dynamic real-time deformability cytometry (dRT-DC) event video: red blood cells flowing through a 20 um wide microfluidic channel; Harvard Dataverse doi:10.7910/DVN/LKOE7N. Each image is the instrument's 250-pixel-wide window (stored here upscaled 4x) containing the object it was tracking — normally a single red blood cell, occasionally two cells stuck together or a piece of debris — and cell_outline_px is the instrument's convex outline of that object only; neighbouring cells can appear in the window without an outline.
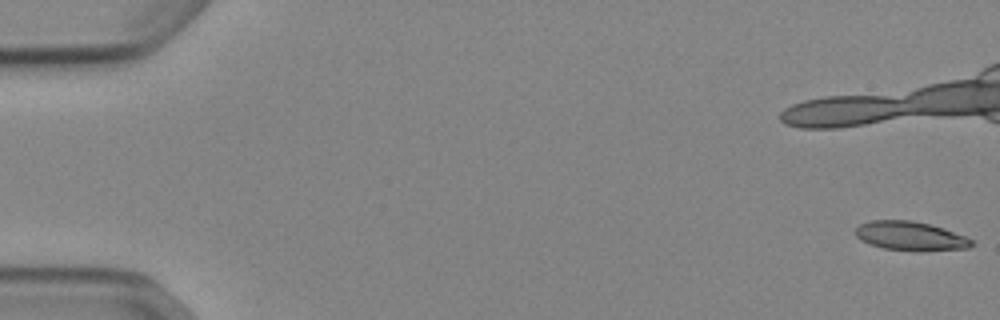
{"species": "Egyptian fruit bat (a non-hibernating species)", "species_latin": "Rousettus aegyptiacus", "temperature_condition": "cold", "stored_images_in_passage": 54, "camera_frame_rate_fps": 3000, "um_per_image_px": 0.085, "animal": {"sex": "female"}, "frame": {"image": 1, "passage_image": 1, "time_ms": 0.0, "image_size_px": [1000, 320], "cell_outline_px": [[976, 244], [968, 248], [884, 248], [860, 240], [856, 236], [856, 228], [860, 224], [872, 220], [912, 220], [944, 228], [964, 236], [972, 240]], "centroid_in_image_um": [77.34, 20.0], "position_along_channel_um": 7.7, "area_um2": 18.5}}